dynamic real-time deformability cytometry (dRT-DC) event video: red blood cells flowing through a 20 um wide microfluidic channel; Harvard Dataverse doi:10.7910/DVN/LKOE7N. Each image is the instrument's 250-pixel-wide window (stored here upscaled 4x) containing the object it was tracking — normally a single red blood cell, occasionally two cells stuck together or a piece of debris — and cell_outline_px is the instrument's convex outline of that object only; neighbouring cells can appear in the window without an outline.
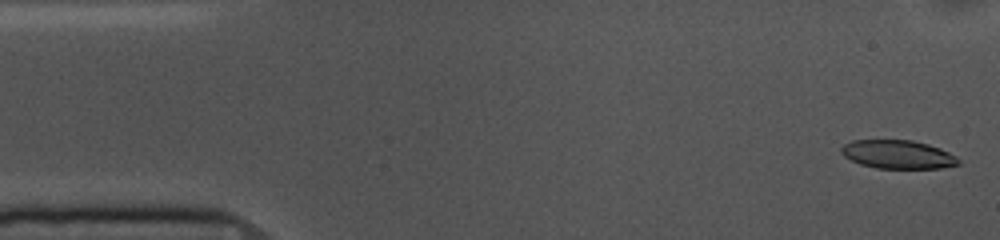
{"species": "common noctule bat (a hibernating species)", "species_latin": "Nyctalus noctula", "temperature_condition": "cold", "stored_images_in_passage": 54, "camera_frame_rate_fps": 3000, "um_per_image_px": 0.085, "animal": {"sex": "female", "body_mass_g": 10.0, "forearm_length_mm": 53.1}, "frame": {"image": 1, "passage_image": 1, "time_ms": 0.0, "image_size_px": [1000, 240], "cell_outline_px": [[960, 164], [940, 168], [876, 168], [860, 164], [844, 156], [840, 152], [840, 148], [844, 144], [852, 140], [912, 140], [928, 144], [940, 148], [956, 156], [960, 160]], "centroid_in_image_um": [76.31, 13.12], "position_along_channel_um": 8.7, "area_um2": 19.48}}
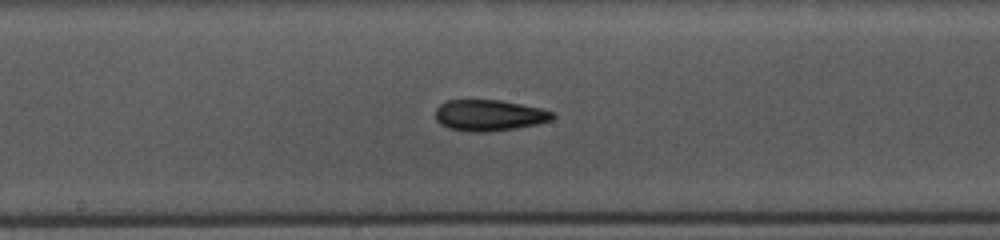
{"frame": {"image": 2, "passage_image": 26, "time_ms": 8.333, "image_size_px": [1000, 240], "cell_outline_px": [[556, 116], [552, 120], [540, 124], [492, 132], [468, 132], [448, 128], [440, 124], [436, 120], [436, 108], [444, 100], [500, 100], [540, 108], [552, 112]], "centroid_in_image_um": [41.57, 9.81], "position_along_channel_um": 206.6, "area_um2": 21.5}}
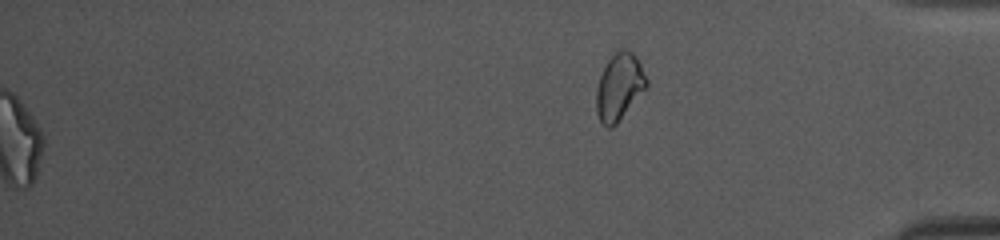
{"frame": {"image": 3, "passage_image": 54, "time_ms": 17.667, "image_size_px": [1000, 240], "cell_outline_px": [[648, 88], [616, 124], [612, 128], [608, 128], [600, 120], [596, 112], [596, 88], [600, 76], [608, 60], [620, 48], [628, 48], [636, 56], [648, 80]], "centroid_in_image_um": [52.66, 7.38], "position_along_channel_um": 382.5, "area_um2": 19.71}, "authors_computed_cell_mechanics": {"area_um2": 21.1837, "velocity_mm_per_s": 3.6369, "shape_relaxation_time_tau1_ms": null, "shape_relaxation_time_tau2_ms": 5.1708, "deformation_change_tau1": null, "deformation_change_tau2": 0.1319}}